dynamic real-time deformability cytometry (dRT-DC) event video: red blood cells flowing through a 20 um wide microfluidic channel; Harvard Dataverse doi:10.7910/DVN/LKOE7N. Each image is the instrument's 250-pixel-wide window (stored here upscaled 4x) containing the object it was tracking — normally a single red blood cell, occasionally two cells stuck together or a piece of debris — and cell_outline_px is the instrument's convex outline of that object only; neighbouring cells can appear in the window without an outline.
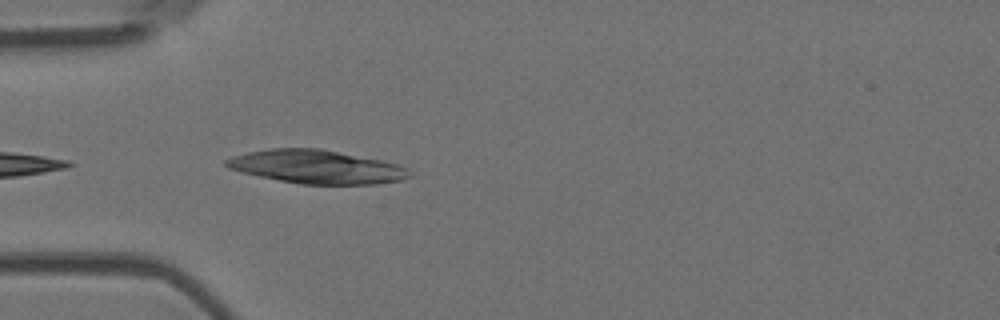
{"species": "Egyptian fruit bat (a non-hibernating species)", "species_latin": "Rousettus aegyptiacus", "temperature_condition": "room temperature", "stored_images_in_passage": 3, "camera_frame_rate_fps": 3000, "um_per_image_px": 0.085, "animal": {"sex": "female"}, "frame": {"image": 1, "passage_image": 3, "time_ms": 0.667, "image_size_px": [1000, 320], "cell_outline_px": [[412, 176], [404, 180], [376, 184], [300, 184], [240, 172], [228, 168], [224, 164], [224, 160], [232, 156], [248, 152], [272, 148], [320, 148], [380, 160], [396, 164], [408, 168]], "centroid_in_image_um": [26.91, 14.18], "position_along_channel_um": 58.1, "area_um2": 35.72}}